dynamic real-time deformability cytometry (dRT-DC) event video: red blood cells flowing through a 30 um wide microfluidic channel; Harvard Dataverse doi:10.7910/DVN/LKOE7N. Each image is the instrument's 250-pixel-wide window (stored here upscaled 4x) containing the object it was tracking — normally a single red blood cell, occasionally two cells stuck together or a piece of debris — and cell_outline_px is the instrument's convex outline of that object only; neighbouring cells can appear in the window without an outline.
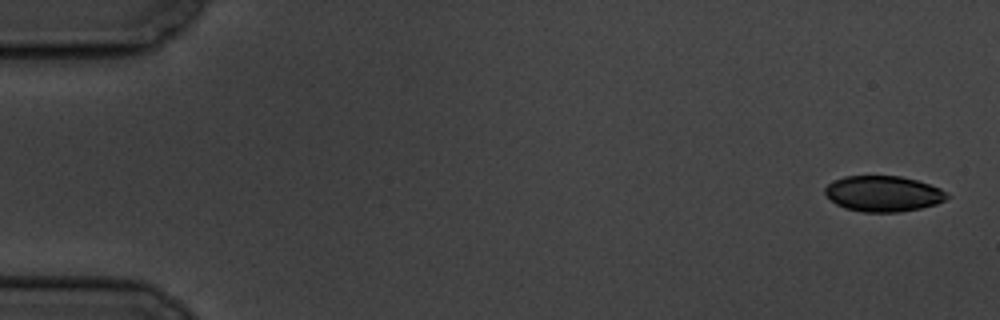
{"species": "common noctule bat (a hibernating species)", "species_latin": "Nyctalus noctula", "temperature_condition": "cold", "stored_images_in_passage": 5, "camera_frame_rate_fps": 3000, "um_per_image_px": 0.085, "animal": {"sex": "male", "body_mass_g": 19.5, "forearm_length_mm": 54.6}, "frame": {"image": 1, "passage_image": 1, "time_ms": 0.0, "image_size_px": [1000, 320], "cell_outline_px": [[952, 196], [936, 204], [920, 208], [900, 212], [864, 212], [844, 208], [836, 204], [824, 192], [824, 188], [828, 184], [844, 176], [900, 176], [916, 180], [940, 188], [948, 192]], "centroid_in_image_um": [75.1, 16.47], "position_along_channel_um": 9.9, "area_um2": 25.37}}
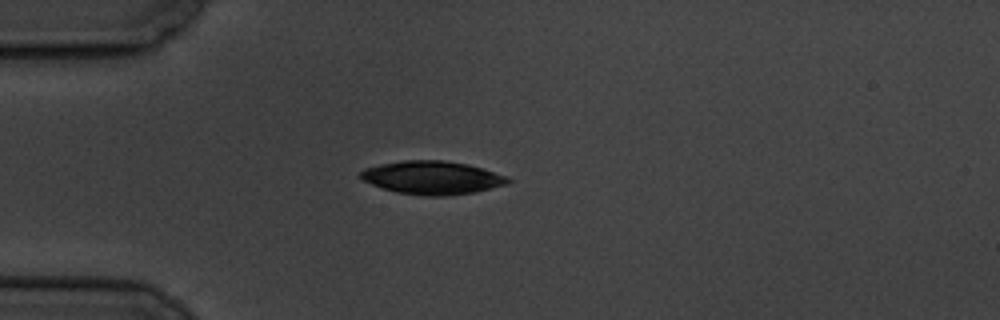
{"frame": {"image": 2, "passage_image": 5, "time_ms": 4.667, "image_size_px": [1000, 320], "cell_outline_px": [[512, 180], [508, 184], [476, 192], [444, 196], [428, 196], [396, 192], [372, 184], [364, 180], [360, 176], [360, 172], [364, 168], [380, 164], [404, 160], [444, 160], [468, 164], [508, 176]], "centroid_in_image_um": [36.78, 15.1], "position_along_channel_um": 48.2, "area_um2": 28.55}}